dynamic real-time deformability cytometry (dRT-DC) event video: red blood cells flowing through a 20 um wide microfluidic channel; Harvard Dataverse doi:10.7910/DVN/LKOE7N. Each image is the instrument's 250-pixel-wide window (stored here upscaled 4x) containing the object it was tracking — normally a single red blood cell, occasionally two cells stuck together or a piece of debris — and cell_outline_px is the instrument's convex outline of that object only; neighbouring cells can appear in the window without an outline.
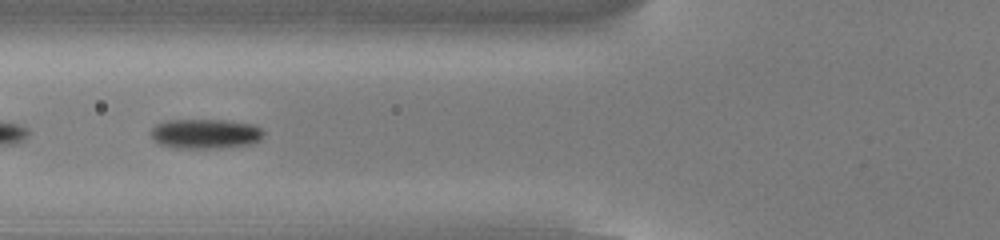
{"species": "common noctule bat (a hibernating species)", "species_latin": "Nyctalus noctula", "temperature_condition": "cold", "stored_images_in_passage": 54, "camera_frame_rate_fps": 3000, "um_per_image_px": 0.085, "animal": {"sex": "male", "body_mass_g": 13.0, "forearm_length_mm": 53.1}, "frame": {"image": 1, "passage_image": 21, "time_ms": 6.667, "image_size_px": [1000, 240], "cell_outline_px": [[264, 132], [260, 140], [252, 144], [220, 148], [176, 148], [160, 144], [152, 140], [148, 132], [156, 124], [168, 120], [224, 120], [252, 124], [260, 128]], "centroid_in_image_um": [17.41, 11.37], "position_along_channel_um": 108.4, "area_um2": 19.71}}
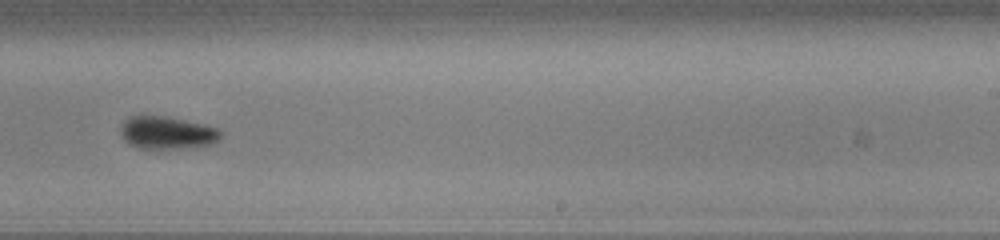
{"frame": {"image": 2, "passage_image": 34, "time_ms": 11.0, "image_size_px": [1000, 240], "cell_outline_px": [[224, 132], [212, 144], [196, 148], [136, 148], [128, 144], [124, 140], [120, 132], [120, 128], [124, 120], [128, 116], [164, 116], [204, 124], [220, 128]], "centroid_in_image_um": [14.21, 11.29], "position_along_channel_um": 274.8, "area_um2": 19.31}}
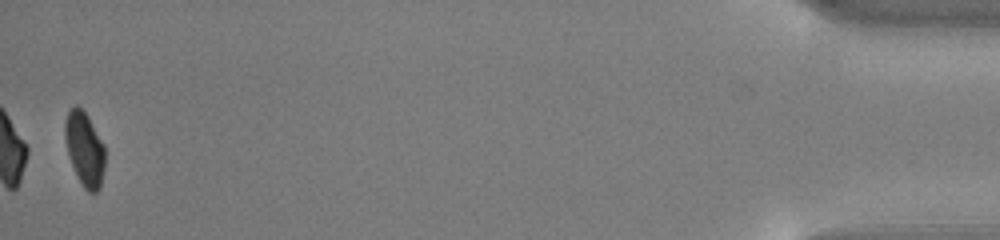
{"frame": {"image": 3, "passage_image": 53, "time_ms": 17.333, "image_size_px": [1000, 240], "cell_outline_px": [[104, 168], [100, 188], [96, 192], [88, 192], [84, 188], [68, 156], [64, 136], [64, 120], [68, 112], [76, 104], [88, 116], [104, 144]], "centroid_in_image_um": [7.18, 12.64], "position_along_channel_um": 428.0, "area_um2": 17.17}, "authors_computed_cell_mechanics": {"area_um2": 19.6809, "velocity_mm_per_s": 3.8503, "shape_relaxation_time_tau1_ms": 2.4793, "shape_relaxation_time_tau2_ms": null, "deformation_change_tau1": 0.0831, "deformation_change_tau2": null}}